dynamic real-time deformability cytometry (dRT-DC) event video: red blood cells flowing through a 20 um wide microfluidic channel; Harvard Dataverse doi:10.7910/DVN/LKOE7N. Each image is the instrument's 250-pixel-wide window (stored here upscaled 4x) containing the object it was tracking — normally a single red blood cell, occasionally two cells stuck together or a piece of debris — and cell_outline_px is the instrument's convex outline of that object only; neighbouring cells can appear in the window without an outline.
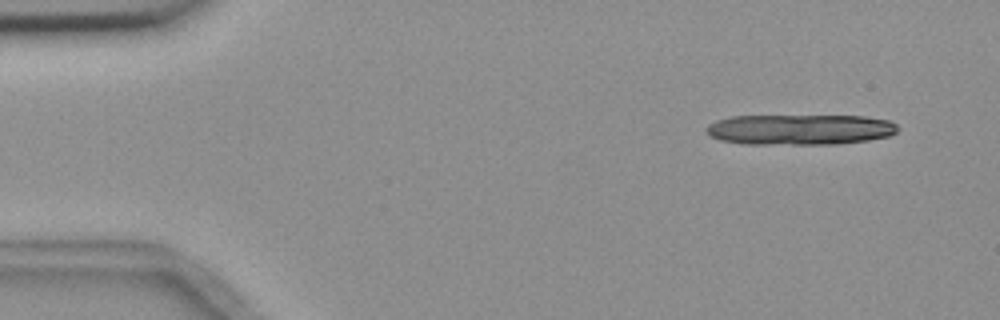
{"species": "common noctule bat (a hibernating species)", "species_latin": "Nyctalus noctula", "temperature_condition": "room temperature", "stored_images_in_passage": 6, "camera_frame_rate_fps": 3000, "um_per_image_px": 0.085, "animal": {"sex": "female", "body_mass_g": 18.4}, "frame": {"image": 1, "passage_image": 1, "time_ms": 0.0, "image_size_px": [1000, 320], "cell_outline_px": [[900, 128], [896, 132], [888, 136], [868, 140], [836, 144], [744, 144], [720, 140], [712, 136], [704, 128], [708, 124], [716, 120], [732, 116], [864, 116], [888, 120], [896, 124]], "centroid_in_image_um": [67.99, 11.01], "position_along_channel_um": 17.0, "area_um2": 34.1}}
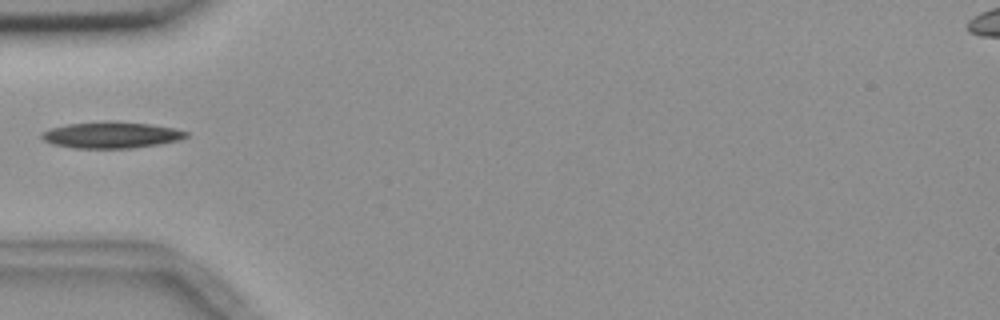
{"frame": {"image": 2, "passage_image": 5, "time_ms": 4.667, "image_size_px": [1000, 320], "cell_outline_px": [[188, 136], [180, 140], [160, 144], [132, 148], [76, 148], [52, 144], [44, 140], [40, 136], [44, 132], [52, 128], [68, 124], [108, 120], [116, 120], [152, 124], [172, 128], [188, 132]], "centroid_in_image_um": [9.5, 11.46], "position_along_channel_um": 75.5, "area_um2": 22.31}}